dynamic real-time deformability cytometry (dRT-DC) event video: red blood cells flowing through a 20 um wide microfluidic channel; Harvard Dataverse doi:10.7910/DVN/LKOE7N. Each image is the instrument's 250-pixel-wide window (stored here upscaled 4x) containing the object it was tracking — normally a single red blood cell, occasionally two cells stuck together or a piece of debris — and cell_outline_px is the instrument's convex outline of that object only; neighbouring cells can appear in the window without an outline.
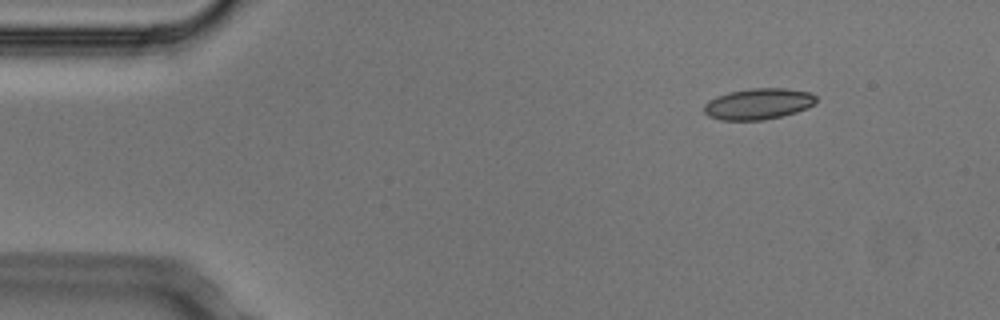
{"species": "Egyptian fruit bat (a non-hibernating species)", "species_latin": "Rousettus aegyptiacus", "temperature_condition": "cold", "stored_images_in_passage": 5, "segment_of_instrument_passage": [2, 2], "camera_frame_rate_fps": 3000, "um_per_image_px": 0.085, "animal": {"sex": "male"}, "frame": {"image": 1, "passage_image": 5, "time_ms": 1.333, "image_size_px": [1000, 320], "cell_outline_px": [[816, 104], [796, 112], [764, 120], [720, 120], [708, 116], [704, 112], [704, 104], [708, 100], [716, 96], [728, 92], [752, 88], [784, 88], [812, 92], [816, 96]], "centroid_in_image_um": [64.45, 8.82], "position_along_channel_um": 20.5, "area_um2": 20.46}}